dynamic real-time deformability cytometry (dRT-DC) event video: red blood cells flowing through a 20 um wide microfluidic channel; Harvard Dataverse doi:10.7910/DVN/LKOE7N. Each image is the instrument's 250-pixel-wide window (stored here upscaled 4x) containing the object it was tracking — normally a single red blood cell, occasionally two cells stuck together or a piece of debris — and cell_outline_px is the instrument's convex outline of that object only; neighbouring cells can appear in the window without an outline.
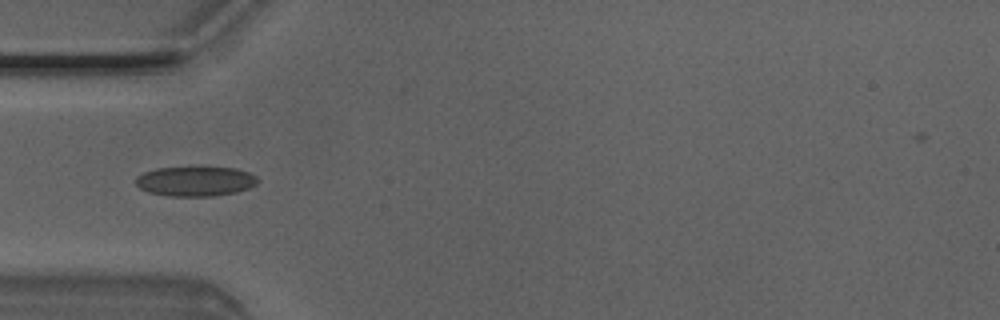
{"species": "Egyptian fruit bat (a non-hibernating species)", "species_latin": "Rousettus aegyptiacus", "temperature_condition": "room temperature", "stored_images_in_passage": 4, "camera_frame_rate_fps": 3000, "um_per_image_px": 0.085, "animal": {"sex": "male"}, "frame": {"image": 1, "passage_image": 4, "time_ms": 1.0, "image_size_px": [1000, 320], "cell_outline_px": [[260, 180], [256, 184], [248, 188], [236, 192], [216, 196], [168, 196], [148, 192], [140, 188], [136, 184], [136, 176], [144, 172], [156, 168], [236, 168], [248, 172], [256, 176]], "centroid_in_image_um": [16.61, 15.42], "position_along_channel_um": 68.4, "area_um2": 21.04}}